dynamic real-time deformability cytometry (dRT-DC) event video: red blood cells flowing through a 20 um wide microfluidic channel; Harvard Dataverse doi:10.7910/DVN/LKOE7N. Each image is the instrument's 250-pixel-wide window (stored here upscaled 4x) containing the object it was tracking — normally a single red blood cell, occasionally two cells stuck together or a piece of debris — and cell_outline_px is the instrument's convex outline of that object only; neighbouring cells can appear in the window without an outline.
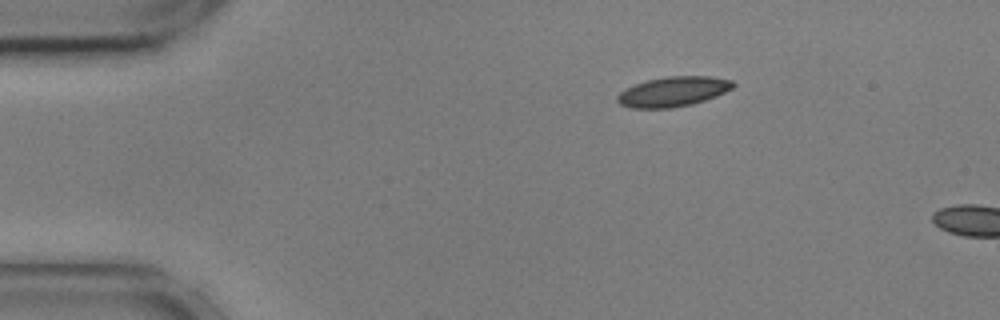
{"species": "common noctule bat (a hibernating species)", "species_latin": "Nyctalus noctula", "temperature_condition": "cold", "stored_images_in_passage": 7, "camera_frame_rate_fps": 3000, "um_per_image_px": 0.085, "animal": {"sex": "male", "body_mass_g": 17.9, "forearm_length_mm": 54.2}, "frame": {"image": 1, "passage_image": 1, "time_ms": 0.0, "image_size_px": [1000, 320], "cell_outline_px": [[736, 84], [732, 88], [716, 96], [692, 104], [672, 108], [632, 108], [620, 104], [616, 100], [616, 96], [620, 92], [636, 84], [648, 80], [668, 76], [708, 76], [732, 80]], "centroid_in_image_um": [57.22, 7.79], "position_along_channel_um": 27.8, "area_um2": 20.0}}